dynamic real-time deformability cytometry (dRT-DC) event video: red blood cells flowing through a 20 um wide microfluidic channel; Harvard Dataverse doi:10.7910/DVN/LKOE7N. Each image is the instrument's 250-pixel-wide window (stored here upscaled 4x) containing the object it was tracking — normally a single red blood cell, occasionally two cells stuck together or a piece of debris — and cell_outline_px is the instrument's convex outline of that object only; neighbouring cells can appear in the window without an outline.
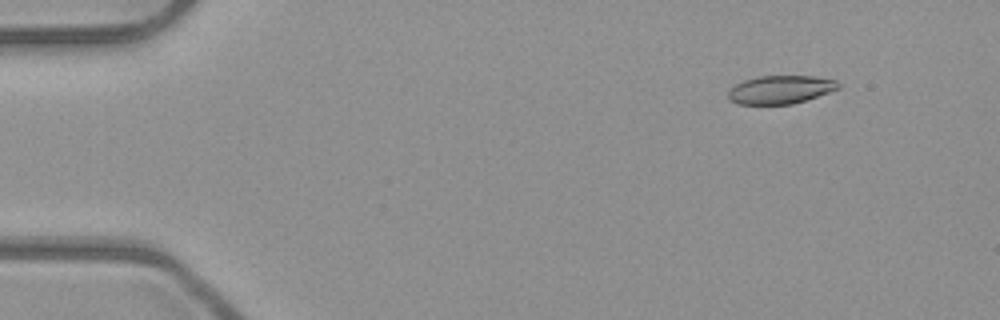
{"species": "common noctule bat (a hibernating species)", "species_latin": "Nyctalus noctula", "temperature_condition": "room temperature", "stored_images_in_passage": 49, "camera_frame_rate_fps": 3000, "um_per_image_px": 0.085, "animal": {"sex": "male", "body_mass_g": 23.1, "forearm_length_mm": 52.7}, "frame": {"image": 1, "passage_image": 3, "time_ms": 0.667, "image_size_px": [1000, 320], "cell_outline_px": [[840, 88], [792, 104], [736, 104], [728, 100], [728, 92], [736, 84], [744, 80], [756, 76], [812, 76], [836, 80], [840, 84]], "centroid_in_image_um": [66.3, 7.61], "position_along_channel_um": 18.7, "area_um2": 18.03}}
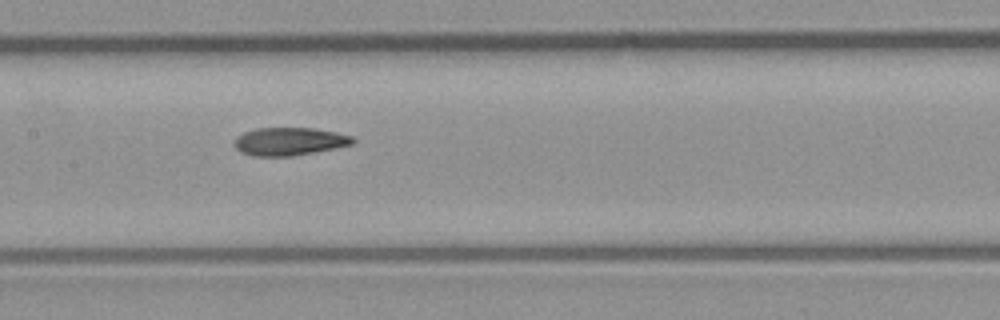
{"frame": {"image": 2, "passage_image": 23, "time_ms": 7.333, "image_size_px": [1000, 320], "cell_outline_px": [[356, 140], [352, 144], [292, 156], [252, 156], [240, 152], [232, 144], [236, 136], [244, 132], [256, 128], [312, 128], [336, 132], [352, 136]], "centroid_in_image_um": [24.53, 12.02], "position_along_channel_um": 182.9, "area_um2": 19.25}}
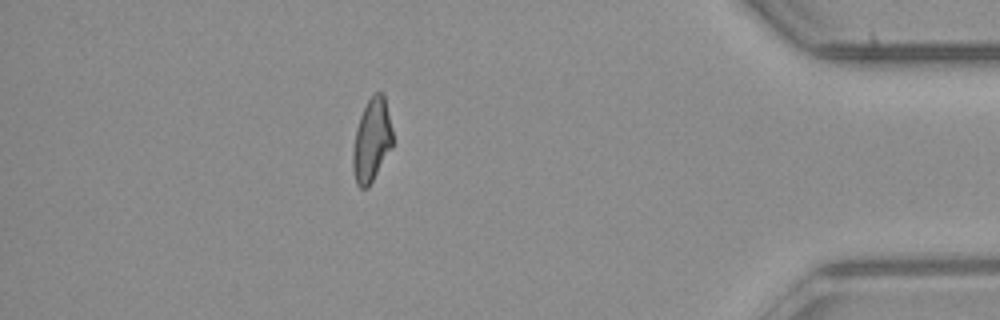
{"frame": {"image": 3, "passage_image": 43, "time_ms": 14.0, "image_size_px": [1000, 320], "cell_outline_px": [[392, 148], [368, 188], [360, 188], [356, 184], [352, 168], [352, 152], [356, 128], [360, 116], [368, 100], [376, 92], [384, 92], [392, 128]], "centroid_in_image_um": [31.59, 11.94], "position_along_channel_um": 403.6, "area_um2": 19.42}, "authors_computed_cell_mechanics": {"area_um2": 19.4208, "velocity_mm_per_s": 3.9945, "shape_relaxation_time_tau1_ms": 11.2507, "shape_relaxation_time_tau2_ms": 3.2121, "deformation_change_tau1": 0.2671, "deformation_change_tau2": 0.1133}}